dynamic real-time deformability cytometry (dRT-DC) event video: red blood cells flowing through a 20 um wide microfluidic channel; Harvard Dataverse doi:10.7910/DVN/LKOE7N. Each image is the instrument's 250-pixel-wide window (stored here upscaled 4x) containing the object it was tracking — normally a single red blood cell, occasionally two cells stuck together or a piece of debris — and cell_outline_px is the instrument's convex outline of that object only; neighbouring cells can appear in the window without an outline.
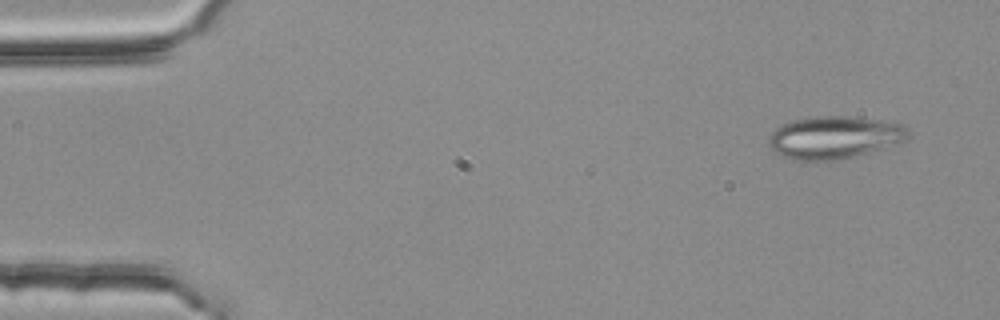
{"species": "common noctule bat (a hibernating species)", "species_latin": "Nyctalus noctula", "temperature_condition": "room temperature", "stored_images_in_passage": 4, "camera_frame_rate_fps": 3000, "um_per_image_px": 0.085, "animal": {"sex": "female", "body_mass_g": 25.1}, "frame": {"image": 1, "passage_image": 1, "time_ms": 0.0, "image_size_px": [1000, 320], "cell_outline_px": [[908, 136], [904, 140], [856, 156], [832, 160], [800, 160], [784, 156], [772, 152], [768, 144], [768, 136], [780, 124], [792, 120], [816, 116], [844, 116], [884, 120], [900, 124], [908, 128]], "centroid_in_image_um": [70.85, 11.66], "position_along_channel_um": 14.1, "area_um2": 34.33}}
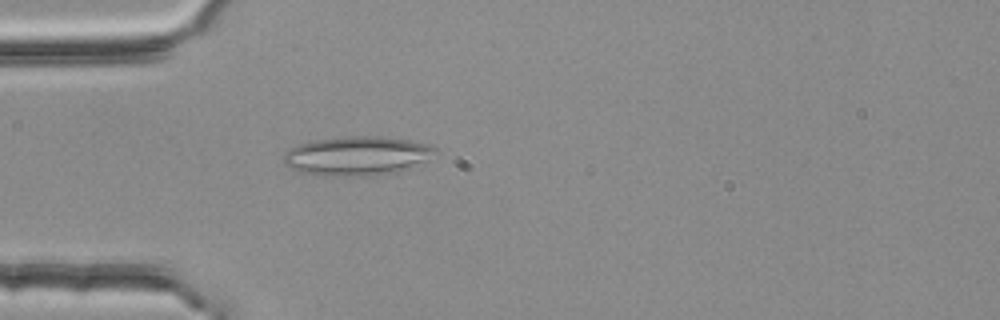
{"frame": {"image": 2, "passage_image": 4, "time_ms": 1.0, "image_size_px": [1000, 320], "cell_outline_px": [[436, 148], [428, 160], [396, 172], [368, 176], [324, 176], [304, 172], [292, 168], [284, 164], [284, 152], [300, 144], [316, 140], [348, 136], [380, 136], [408, 140], [432, 144]], "centroid_in_image_um": [30.36, 13.25], "position_along_channel_um": 54.6, "area_um2": 34.28}}